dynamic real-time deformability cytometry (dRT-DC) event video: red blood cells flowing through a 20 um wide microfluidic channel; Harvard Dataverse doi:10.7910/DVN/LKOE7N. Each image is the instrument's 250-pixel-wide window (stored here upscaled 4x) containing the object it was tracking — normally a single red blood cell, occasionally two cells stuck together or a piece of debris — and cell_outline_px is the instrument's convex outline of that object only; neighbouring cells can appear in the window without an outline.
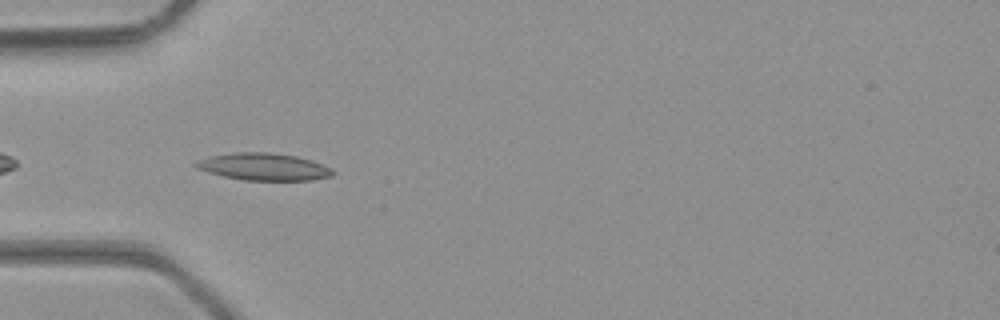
{"species": "common noctule bat (a hibernating species)", "species_latin": "Nyctalus noctula", "temperature_condition": "room temperature", "stored_images_in_passage": 5, "camera_frame_rate_fps": 3000, "um_per_image_px": 0.085, "animal": {"sex": "male", "body_mass_g": 23.1, "forearm_length_mm": 52.7}, "frame": {"image": 1, "passage_image": 2, "time_ms": 0.333, "image_size_px": [1000, 320], "cell_outline_px": [[336, 172], [332, 176], [312, 180], [244, 180], [224, 176], [208, 172], [196, 168], [192, 164], [208, 156], [236, 152], [268, 152], [296, 156], [312, 160], [332, 168]], "centroid_in_image_um": [22.44, 14.17], "position_along_channel_um": 62.6, "area_um2": 21.73}}